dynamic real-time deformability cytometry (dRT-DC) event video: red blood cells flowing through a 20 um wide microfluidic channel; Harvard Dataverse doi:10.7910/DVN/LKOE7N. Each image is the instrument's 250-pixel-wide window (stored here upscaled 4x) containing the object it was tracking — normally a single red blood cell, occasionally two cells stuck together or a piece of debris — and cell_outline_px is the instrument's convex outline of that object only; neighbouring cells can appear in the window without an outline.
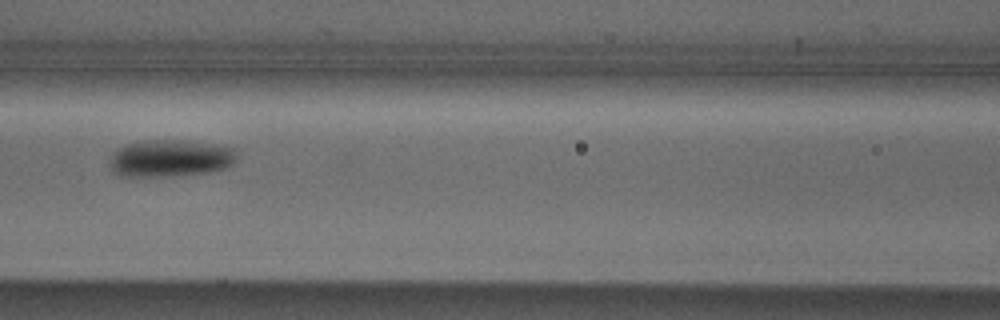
{"species": "Egyptian fruit bat (a non-hibernating species)", "species_latin": "Rousettus aegyptiacus", "temperature_condition": "cold", "stored_images_in_passage": 7, "camera_frame_rate_fps": 3000, "um_per_image_px": 0.085, "animal": {"sex": "male"}, "frame": {"image": 1, "passage_image": 7, "time_ms": 7.667, "image_size_px": [1000, 320], "cell_outline_px": [[236, 160], [232, 164], [224, 168], [208, 172], [168, 176], [120, 176], [112, 172], [108, 164], [108, 160], [112, 152], [124, 144], [148, 140], [184, 140], [212, 144], [236, 148]], "centroid_in_image_um": [14.41, 13.45], "position_along_channel_um": 152.2, "area_um2": 27.74}}